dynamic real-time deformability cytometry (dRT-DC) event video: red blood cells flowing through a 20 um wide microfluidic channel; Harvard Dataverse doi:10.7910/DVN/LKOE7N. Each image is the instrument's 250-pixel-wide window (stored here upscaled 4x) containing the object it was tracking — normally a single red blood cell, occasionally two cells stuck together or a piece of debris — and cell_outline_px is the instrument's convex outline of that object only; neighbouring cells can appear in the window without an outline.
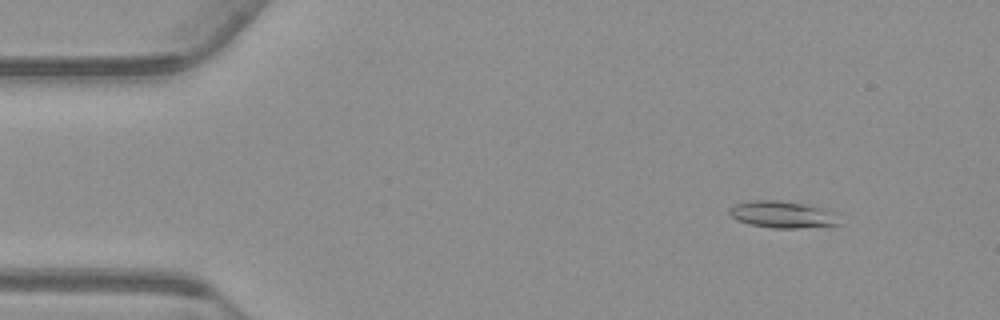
{"species": "common noctule bat (a hibernating species)", "species_latin": "Nyctalus noctula", "temperature_condition": "warm", "stored_images_in_passage": 50, "camera_frame_rate_fps": 3000, "um_per_image_px": 0.085, "animal": {"sex": "male", "body_mass_g": 23.1, "forearm_length_mm": 52.7}, "frame": {"image": 1, "passage_image": 1, "time_ms": 0.0, "image_size_px": [1000, 320], "cell_outline_px": [[840, 224], [800, 228], [772, 228], [748, 224], [736, 220], [728, 212], [728, 208], [736, 204], [752, 200], [780, 200], [808, 204], [832, 212]], "centroid_in_image_um": [66.43, 18.23], "position_along_channel_um": 18.6, "area_um2": 17.11}}
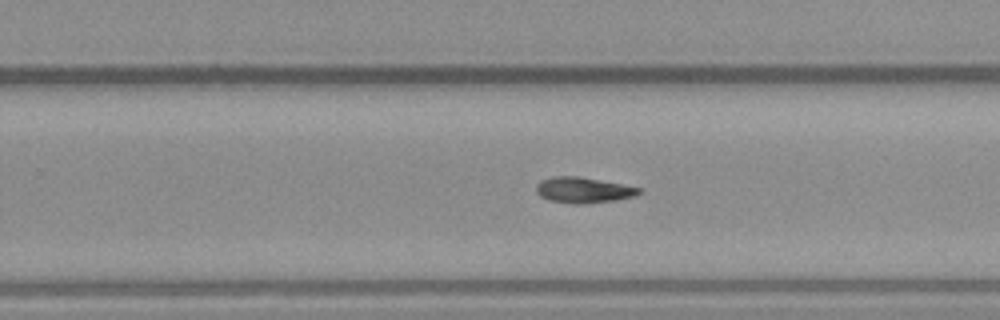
{"frame": {"image": 2, "passage_image": 29, "time_ms": 9.333, "image_size_px": [1000, 320], "cell_outline_px": [[640, 192], [636, 196], [612, 200], [584, 204], [576, 204], [548, 200], [540, 196], [536, 192], [536, 184], [540, 180], [552, 176], [580, 176], [640, 188]], "centroid_in_image_um": [49.51, 16.15], "position_along_channel_um": 280.3, "area_um2": 15.32}}
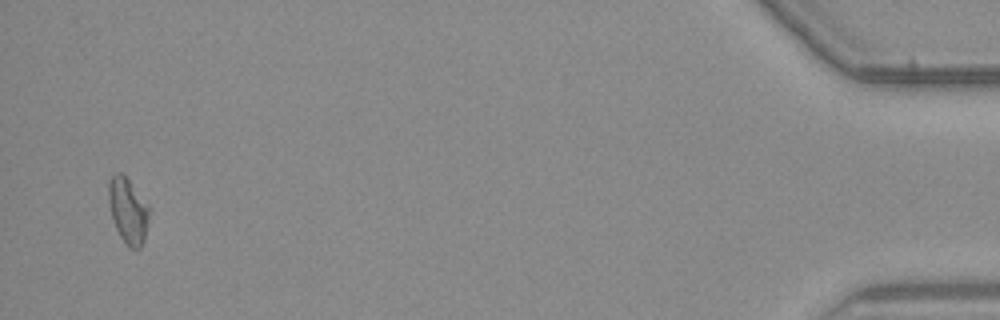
{"frame": {"image": 3, "passage_image": 48, "time_ms": 15.667, "image_size_px": [1000, 320], "cell_outline_px": [[148, 220], [144, 240], [140, 248], [128, 248], [124, 244], [116, 228], [112, 216], [108, 200], [108, 180], [116, 172], [120, 172], [128, 180], [148, 204]], "centroid_in_image_um": [10.86, 17.92], "position_along_channel_um": 424.3, "area_um2": 15.32}, "authors_computed_cell_mechanics": {"area_um2": 15.2881, "velocity_mm_per_s": 3.7615, "shape_relaxation_time_tau1_ms": null, "shape_relaxation_time_tau2_ms": 8.5171, "deformation_change_tau1": null, "deformation_change_tau2": 0.1684}}